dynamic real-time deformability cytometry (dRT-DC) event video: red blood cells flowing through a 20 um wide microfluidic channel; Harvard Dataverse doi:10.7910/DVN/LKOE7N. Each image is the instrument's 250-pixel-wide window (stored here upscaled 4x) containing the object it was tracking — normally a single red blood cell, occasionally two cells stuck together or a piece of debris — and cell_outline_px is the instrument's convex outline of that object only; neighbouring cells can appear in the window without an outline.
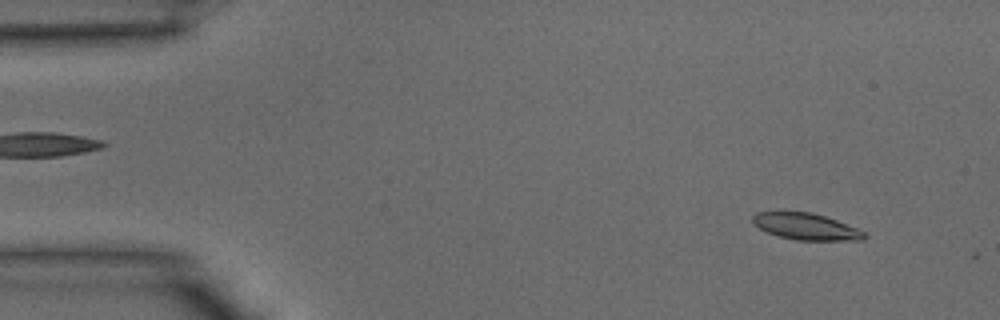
{"species": "common noctule bat (a hibernating species)", "species_latin": "Nyctalus noctula", "temperature_condition": "warm", "stored_images_in_passage": 7, "camera_frame_rate_fps": 3000, "um_per_image_px": 0.085, "animal": {"sex": "male", "body_mass_g": 15.6}, "frame": {"image": 1, "passage_image": 3, "time_ms": 0.667, "image_size_px": [1000, 320], "cell_outline_px": [[868, 236], [860, 240], [796, 240], [780, 236], [768, 232], [752, 224], [752, 216], [756, 212], [812, 212], [836, 220], [856, 228], [864, 232]], "centroid_in_image_um": [68.49, 19.25], "position_along_channel_um": 16.5, "area_um2": 17.05}}